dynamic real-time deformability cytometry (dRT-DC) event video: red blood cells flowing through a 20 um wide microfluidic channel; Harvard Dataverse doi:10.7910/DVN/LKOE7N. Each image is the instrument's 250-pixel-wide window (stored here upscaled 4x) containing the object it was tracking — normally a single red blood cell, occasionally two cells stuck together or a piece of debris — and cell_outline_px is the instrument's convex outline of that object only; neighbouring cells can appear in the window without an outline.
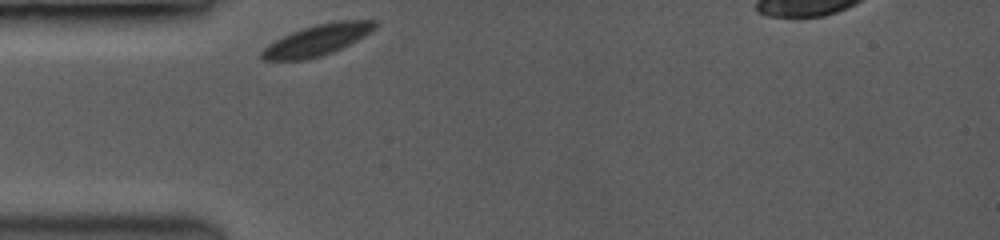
{"species": "common noctule bat (a hibernating species)", "species_latin": "Nyctalus noctula", "temperature_condition": "room temperature", "stored_images_in_passage": 46, "camera_frame_rate_fps": 3500, "um_per_image_px": 0.085, "animal": {"sex": "female", "body_mass_g": 19.0, "forearm_length_mm": 53.3}, "frame": {"image": 1, "passage_image": 1, "time_ms": 0.0, "image_size_px": [1000, 240], "cell_outline_px": [[376, 28], [372, 32], [332, 52], [320, 56], [304, 60], [260, 60], [260, 52], [268, 44], [292, 32], [316, 24], [340, 20], [376, 20]], "centroid_in_image_um": [26.95, 3.41], "position_along_channel_um": 58.0, "area_um2": 20.23}}
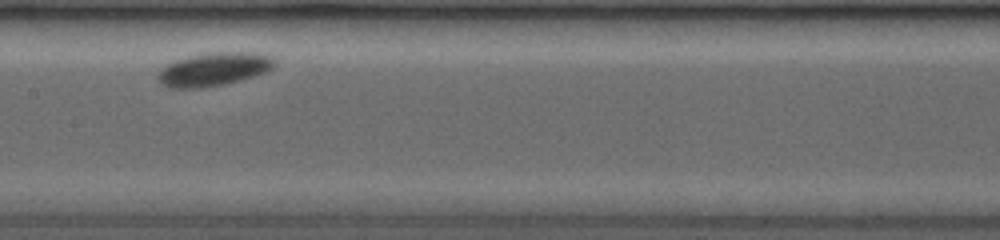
{"frame": {"image": 2, "passage_image": 26, "time_ms": 3.714, "image_size_px": [1000, 240], "cell_outline_px": [[276, 64], [272, 68], [264, 72], [240, 80], [224, 84], [192, 88], [168, 88], [160, 84], [156, 76], [168, 64], [176, 60], [188, 56], [208, 52], [248, 52], [272, 56], [276, 60]], "centroid_in_image_um": [18.17, 5.88], "position_along_channel_um": 189.2, "area_um2": 22.48}}
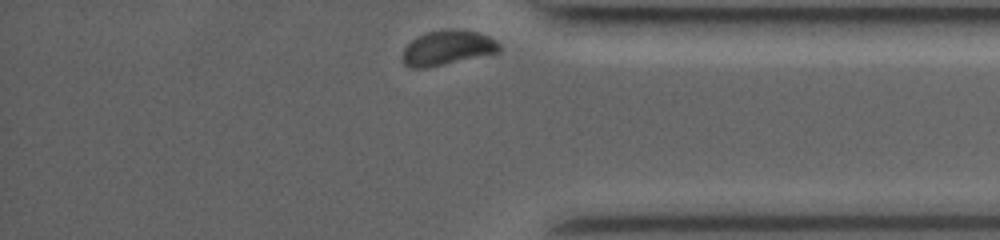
{"frame": {"image": 3, "passage_image": 46, "time_ms": 9.429, "image_size_px": [1000, 240], "cell_outline_px": [[500, 52], [420, 68], [412, 68], [404, 64], [404, 48], [412, 40], [428, 32], [452, 28], [476, 32], [488, 36], [496, 40], [500, 44]], "centroid_in_image_um": [38.06, 4.04], "position_along_channel_um": 397.1, "area_um2": 18.96}}